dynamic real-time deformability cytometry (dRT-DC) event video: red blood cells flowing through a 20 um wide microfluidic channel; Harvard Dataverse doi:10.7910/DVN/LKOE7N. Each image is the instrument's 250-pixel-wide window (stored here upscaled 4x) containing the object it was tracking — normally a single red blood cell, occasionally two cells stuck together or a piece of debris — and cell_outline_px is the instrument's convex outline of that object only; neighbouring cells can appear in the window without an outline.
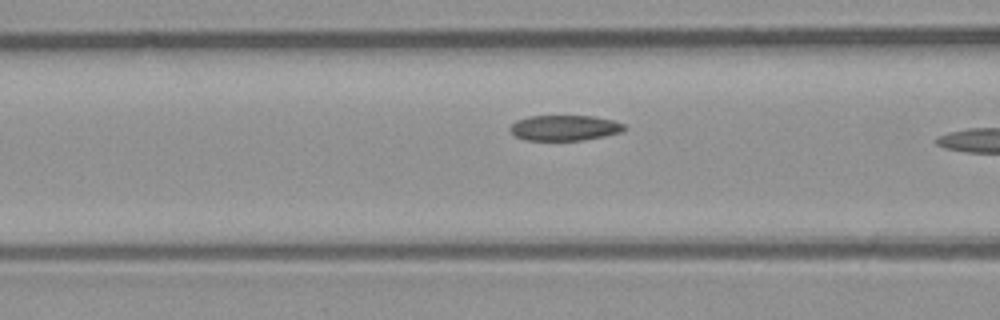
{"species": "common noctule bat (a hibernating species)", "species_latin": "Nyctalus noctula", "temperature_condition": "room temperature", "stored_images_in_passage": 19, "camera_frame_rate_fps": 3000, "um_per_image_px": 0.085, "animal": {"sex": "male", "body_mass_g": 23.1, "forearm_length_mm": 52.7}, "frame": {"image": 1, "passage_image": 14, "time_ms": 4.333, "image_size_px": [1000, 320], "cell_outline_px": [[628, 128], [624, 132], [584, 140], [524, 140], [516, 136], [508, 128], [516, 120], [528, 116], [592, 116], [616, 120], [624, 124]], "centroid_in_image_um": [48.04, 10.86], "position_along_channel_um": 118.6, "area_um2": 17.17}}